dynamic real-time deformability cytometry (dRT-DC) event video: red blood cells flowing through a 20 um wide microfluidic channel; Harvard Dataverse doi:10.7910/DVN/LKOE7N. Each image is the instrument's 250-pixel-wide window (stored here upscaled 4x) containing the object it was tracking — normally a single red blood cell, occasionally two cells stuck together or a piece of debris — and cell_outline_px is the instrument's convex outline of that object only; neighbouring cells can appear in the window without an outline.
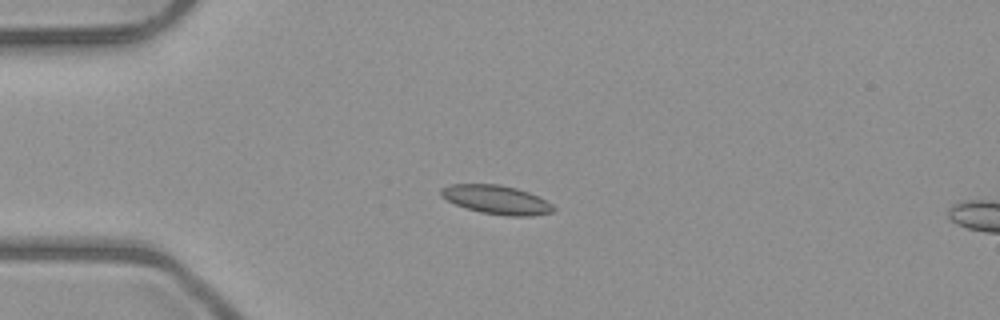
{"species": "common noctule bat (a hibernating species)", "species_latin": "Nyctalus noctula", "temperature_condition": "room temperature", "stored_images_in_passage": 8, "camera_frame_rate_fps": 3000, "um_per_image_px": 0.085, "animal": {"sex": "male", "body_mass_g": 23.1, "forearm_length_mm": 52.7}, "frame": {"image": 1, "passage_image": 3, "time_ms": 2.333, "image_size_px": [1000, 320], "cell_outline_px": [[556, 208], [552, 212], [532, 216], [508, 216], [480, 212], [464, 208], [440, 196], [440, 188], [452, 184], [500, 184], [516, 188], [528, 192], [552, 204]], "centroid_in_image_um": [42.18, 16.97], "position_along_channel_um": 42.8, "area_um2": 18.84}}
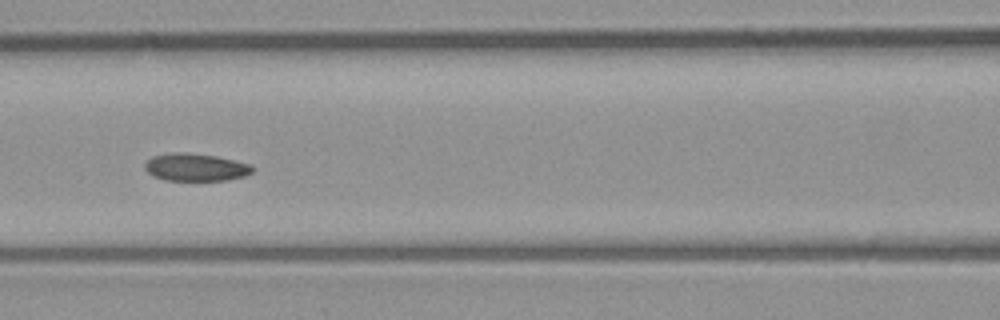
{"frame": {"image": 2, "passage_image": 6, "time_ms": 5.667, "image_size_px": [1000, 320], "cell_outline_px": [[256, 168], [252, 172], [244, 176], [224, 180], [164, 180], [152, 176], [144, 168], [144, 164], [152, 156], [172, 152], [188, 152], [216, 156], [252, 164]], "centroid_in_image_um": [16.63, 14.2], "position_along_channel_um": 150.0, "area_um2": 17.46}}
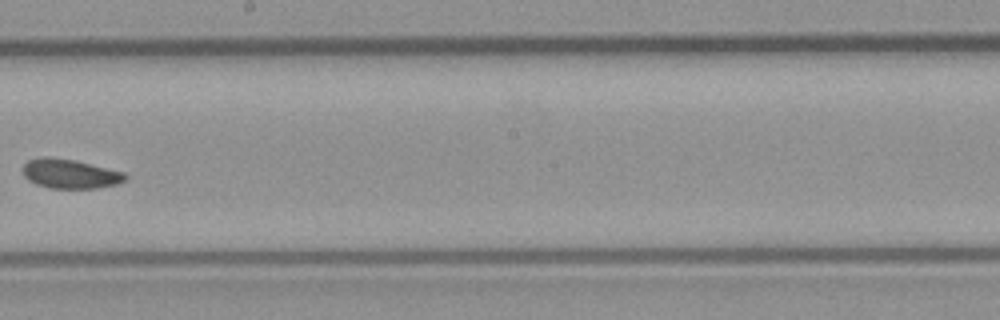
{"frame": {"image": 3, "passage_image": 8, "time_ms": 8.0, "image_size_px": [1000, 320], "cell_outline_px": [[128, 176], [124, 180], [116, 184], [96, 188], [48, 188], [36, 184], [28, 180], [24, 176], [20, 168], [28, 160], [40, 156], [48, 156], [76, 160], [124, 172]], "centroid_in_image_um": [5.89, 14.75], "position_along_channel_um": 242.3, "area_um2": 17.74}}